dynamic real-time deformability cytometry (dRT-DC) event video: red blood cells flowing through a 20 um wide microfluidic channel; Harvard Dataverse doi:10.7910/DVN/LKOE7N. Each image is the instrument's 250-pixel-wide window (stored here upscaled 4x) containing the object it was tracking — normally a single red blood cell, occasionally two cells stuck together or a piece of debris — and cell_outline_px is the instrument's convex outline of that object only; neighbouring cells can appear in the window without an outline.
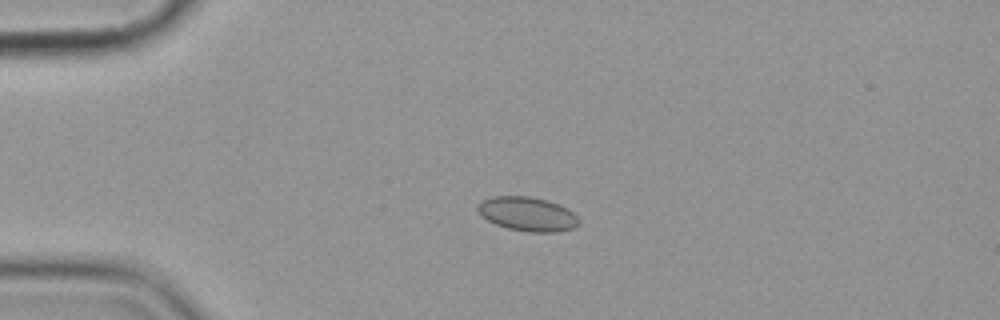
{"species": "common noctule bat (a hibernating species)", "species_latin": "Nyctalus noctula", "temperature_condition": "cold", "stored_images_in_passage": 5, "camera_frame_rate_fps": 3000, "um_per_image_px": 0.085, "animal": {"sex": "female", "body_mass_g": 19.9}, "frame": {"image": 1, "passage_image": 3, "time_ms": 2.333, "image_size_px": [1000, 320], "cell_outline_px": [[580, 224], [572, 228], [556, 232], [528, 232], [508, 228], [496, 224], [488, 220], [476, 208], [484, 200], [492, 196], [528, 196], [548, 200], [560, 204], [568, 208], [580, 220]], "centroid_in_image_um": [44.89, 18.19], "position_along_channel_um": 40.1, "area_um2": 20.0}}
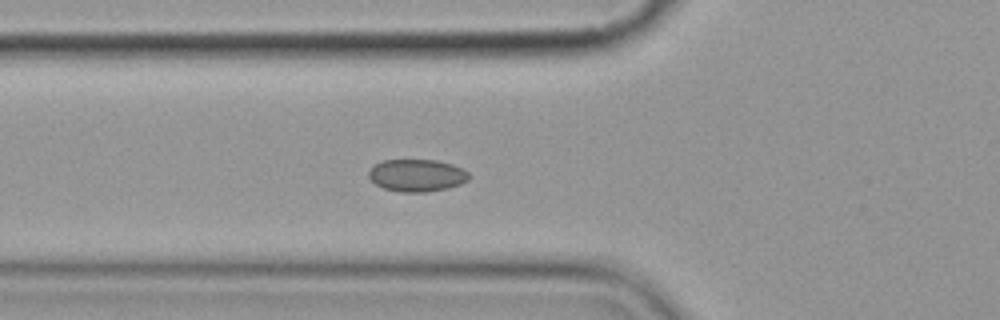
{"frame": {"image": 2, "passage_image": 5, "time_ms": 4.667, "image_size_px": [1000, 320], "cell_outline_px": [[468, 180], [460, 184], [448, 188], [424, 192], [400, 192], [384, 188], [376, 184], [368, 176], [368, 172], [376, 164], [384, 160], [436, 160], [452, 164], [468, 172]], "centroid_in_image_um": [35.43, 14.91], "position_along_channel_um": 90.4, "area_um2": 18.67}}